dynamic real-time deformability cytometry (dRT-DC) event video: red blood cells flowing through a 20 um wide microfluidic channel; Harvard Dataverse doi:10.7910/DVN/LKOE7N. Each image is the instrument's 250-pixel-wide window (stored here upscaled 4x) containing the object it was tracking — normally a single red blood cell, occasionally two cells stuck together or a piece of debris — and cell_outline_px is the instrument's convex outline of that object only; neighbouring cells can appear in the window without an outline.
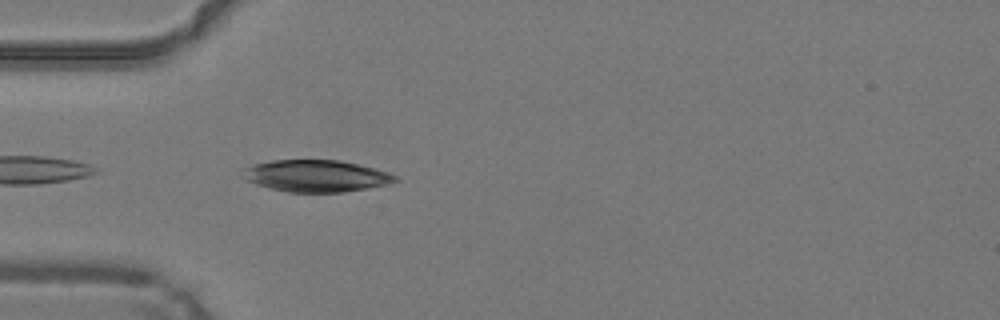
{"species": "common noctule bat (a hibernating species)", "species_latin": "Nyctalus noctula", "temperature_condition": "warm", "stored_images_in_passage": 21, "camera_frame_rate_fps": 3000, "um_per_image_px": 0.085, "animal": {"sex": "male", "body_mass_g": 19.2, "forearm_length_mm": 51.8}, "frame": {"image": 1, "passage_image": 1, "time_ms": 0.0, "image_size_px": [1000, 320], "cell_outline_px": [[400, 180], [384, 184], [344, 192], [288, 192], [256, 184], [240, 176], [244, 168], [252, 164], [272, 160], [340, 160], [388, 172], [396, 176]], "centroid_in_image_um": [26.81, 14.94], "position_along_channel_um": 58.2, "area_um2": 27.98}}
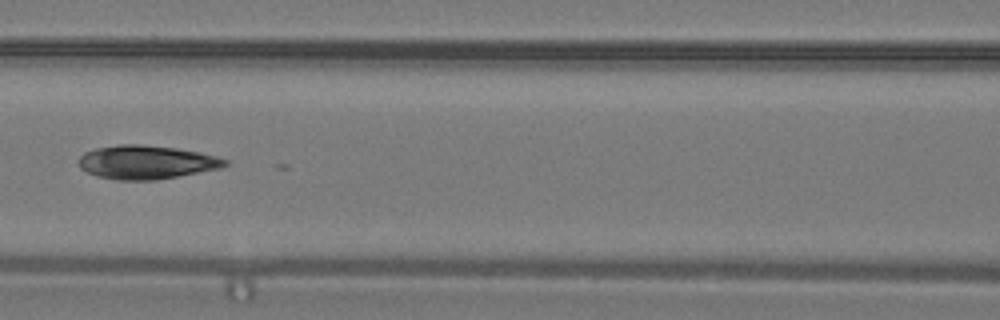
{"frame": {"image": 2, "passage_image": 8, "time_ms": 2.333, "image_size_px": [1000, 320], "cell_outline_px": [[228, 164], [220, 168], [156, 180], [116, 180], [96, 176], [80, 168], [80, 156], [84, 152], [96, 148], [120, 144], [140, 144], [176, 148], [200, 152], [216, 156], [228, 160]], "centroid_in_image_um": [12.44, 13.78], "position_along_channel_um": 154.2, "area_um2": 28.61}}
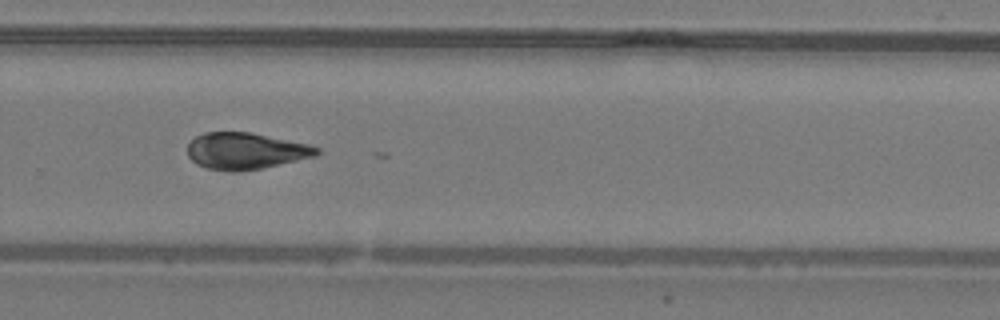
{"frame": {"image": 3, "passage_image": 19, "time_ms": 6.0, "image_size_px": [1000, 320], "cell_outline_px": [[320, 152], [316, 156], [260, 168], [240, 172], [232, 172], [208, 168], [196, 164], [188, 156], [188, 144], [196, 136], [204, 132], [252, 132], [308, 144], [320, 148]], "centroid_in_image_um": [20.87, 12.83], "position_along_channel_um": 308.9, "area_um2": 27.51}}